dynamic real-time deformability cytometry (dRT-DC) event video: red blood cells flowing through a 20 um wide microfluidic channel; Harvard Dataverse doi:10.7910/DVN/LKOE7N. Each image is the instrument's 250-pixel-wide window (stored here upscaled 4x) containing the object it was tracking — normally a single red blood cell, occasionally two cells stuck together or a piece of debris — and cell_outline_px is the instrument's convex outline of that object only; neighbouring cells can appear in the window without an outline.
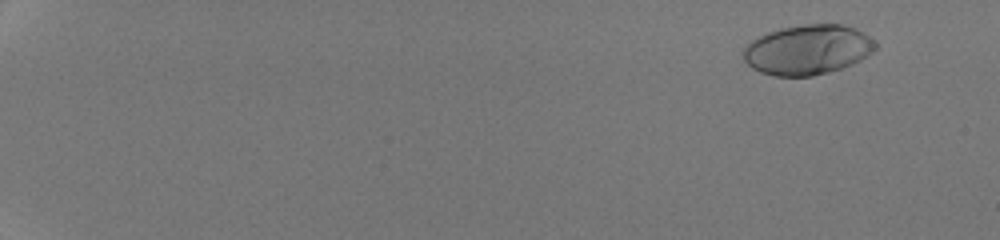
{"species": "human", "species_latin": "Homo sapiens", "temperature_condition": "room temperature", "stored_images_in_passage": 54, "camera_frame_rate_fps": 3000, "um_per_image_px": 0.085, "donor": {"sex": "male"}, "frame": {"image": 1, "passage_image": 6, "time_ms": 1.667, "image_size_px": [1000, 240], "cell_outline_px": [[876, 48], [872, 52], [860, 60], [852, 64], [828, 72], [812, 76], [772, 76], [760, 72], [752, 68], [744, 60], [744, 48], [752, 40], [768, 32], [780, 28], [804, 24], [840, 24], [856, 28], [868, 36], [876, 44]], "centroid_in_image_um": [68.64, 4.23], "position_along_channel_um": 16.4, "area_um2": 38.21}}
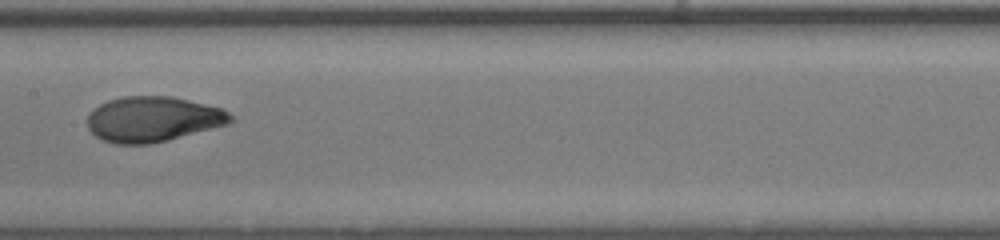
{"frame": {"image": 2, "passage_image": 33, "time_ms": 10.667, "image_size_px": [1000, 240], "cell_outline_px": [[236, 120], [228, 124], [168, 140], [152, 144], [116, 144], [100, 140], [88, 128], [88, 112], [100, 104], [108, 100], [124, 96], [172, 96], [220, 108], [228, 112]], "centroid_in_image_um": [12.97, 10.13], "position_along_channel_um": 194.4, "area_um2": 37.86}}
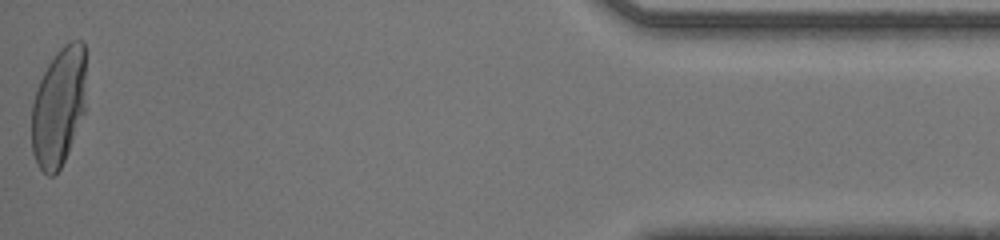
{"frame": {"image": 3, "passage_image": 54, "time_ms": 17.667, "image_size_px": [1000, 240], "cell_outline_px": [[84, 112], [68, 152], [60, 168], [52, 176], [48, 176], [40, 168], [32, 152], [32, 104], [36, 88], [48, 64], [56, 52], [64, 44], [72, 40], [80, 40], [84, 44]], "centroid_in_image_um": [4.97, 9.08], "position_along_channel_um": 430.2, "area_um2": 37.28}, "authors_computed_cell_mechanics": {"area_um2": 37.7145, "velocity_mm_per_s": 4.271, "shape_relaxation_time_tau1_ms": 5.1695, "shape_relaxation_time_tau2_ms": null, "deformation_change_tau1": 0.2589, "deformation_change_tau2": null}}